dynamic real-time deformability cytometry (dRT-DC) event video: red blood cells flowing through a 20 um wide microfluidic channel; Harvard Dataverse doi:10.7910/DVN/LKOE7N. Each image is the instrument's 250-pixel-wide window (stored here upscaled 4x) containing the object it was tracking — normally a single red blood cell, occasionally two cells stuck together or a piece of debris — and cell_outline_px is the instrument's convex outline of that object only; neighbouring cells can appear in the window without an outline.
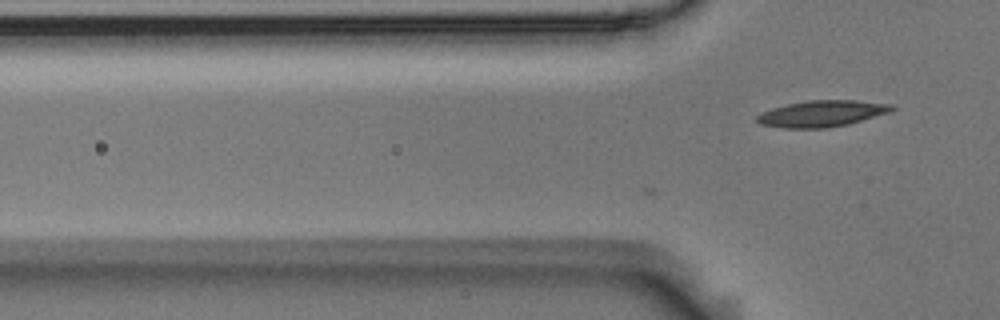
{"species": "Egyptian fruit bat (a non-hibernating species)", "species_latin": "Rousettus aegyptiacus", "temperature_condition": "room temperature", "stored_images_in_passage": 4, "camera_frame_rate_fps": 3000, "um_per_image_px": 0.085, "animal": {"sex": "male"}, "frame": {"image": 1, "passage_image": 4, "time_ms": 1.0, "image_size_px": [1000, 320], "cell_outline_px": [[896, 108], [892, 112], [848, 124], [824, 128], [780, 128], [760, 124], [756, 120], [756, 116], [772, 108], [788, 104], [808, 100], [856, 100], [892, 104]], "centroid_in_image_um": [69.9, 9.65], "position_along_channel_um": 55.9, "area_um2": 20.75}}